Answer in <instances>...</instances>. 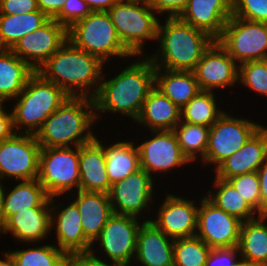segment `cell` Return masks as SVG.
<instances>
[{
  "label": "cell",
  "mask_w": 267,
  "mask_h": 266,
  "mask_svg": "<svg viewBox=\"0 0 267 266\" xmlns=\"http://www.w3.org/2000/svg\"><path fill=\"white\" fill-rule=\"evenodd\" d=\"M128 1H134V2H144L150 4L152 0H128Z\"/></svg>",
  "instance_id": "11a10c76"
},
{
  "label": "cell",
  "mask_w": 267,
  "mask_h": 266,
  "mask_svg": "<svg viewBox=\"0 0 267 266\" xmlns=\"http://www.w3.org/2000/svg\"><path fill=\"white\" fill-rule=\"evenodd\" d=\"M232 16V0H190L178 16L217 40Z\"/></svg>",
  "instance_id": "7402d4cb"
},
{
  "label": "cell",
  "mask_w": 267,
  "mask_h": 266,
  "mask_svg": "<svg viewBox=\"0 0 267 266\" xmlns=\"http://www.w3.org/2000/svg\"><path fill=\"white\" fill-rule=\"evenodd\" d=\"M50 224L51 208H28L11 215L0 227V236L10 234L25 246L41 243L52 237Z\"/></svg>",
  "instance_id": "44dd1931"
},
{
  "label": "cell",
  "mask_w": 267,
  "mask_h": 266,
  "mask_svg": "<svg viewBox=\"0 0 267 266\" xmlns=\"http://www.w3.org/2000/svg\"><path fill=\"white\" fill-rule=\"evenodd\" d=\"M7 182L3 181V179L0 178V227L5 222V215H4V197L6 193L7 185H5Z\"/></svg>",
  "instance_id": "f907efd6"
},
{
  "label": "cell",
  "mask_w": 267,
  "mask_h": 266,
  "mask_svg": "<svg viewBox=\"0 0 267 266\" xmlns=\"http://www.w3.org/2000/svg\"><path fill=\"white\" fill-rule=\"evenodd\" d=\"M173 246L174 239L151 221H145L137 235L135 263L132 266H174Z\"/></svg>",
  "instance_id": "603a6c76"
},
{
  "label": "cell",
  "mask_w": 267,
  "mask_h": 266,
  "mask_svg": "<svg viewBox=\"0 0 267 266\" xmlns=\"http://www.w3.org/2000/svg\"><path fill=\"white\" fill-rule=\"evenodd\" d=\"M228 181L244 200L261 215L260 182L257 171L234 176L229 178Z\"/></svg>",
  "instance_id": "f35d334b"
},
{
  "label": "cell",
  "mask_w": 267,
  "mask_h": 266,
  "mask_svg": "<svg viewBox=\"0 0 267 266\" xmlns=\"http://www.w3.org/2000/svg\"><path fill=\"white\" fill-rule=\"evenodd\" d=\"M200 196L196 236L210 248L236 247L241 221Z\"/></svg>",
  "instance_id": "e0dca14e"
},
{
  "label": "cell",
  "mask_w": 267,
  "mask_h": 266,
  "mask_svg": "<svg viewBox=\"0 0 267 266\" xmlns=\"http://www.w3.org/2000/svg\"><path fill=\"white\" fill-rule=\"evenodd\" d=\"M201 91H220L238 85V65L215 40L193 70Z\"/></svg>",
  "instance_id": "d6986e66"
},
{
  "label": "cell",
  "mask_w": 267,
  "mask_h": 266,
  "mask_svg": "<svg viewBox=\"0 0 267 266\" xmlns=\"http://www.w3.org/2000/svg\"><path fill=\"white\" fill-rule=\"evenodd\" d=\"M136 58V59H134ZM111 78L103 72L98 91L93 97L96 122L107 112L137 120L144 101L155 87V66L147 56H133ZM134 60V61H133ZM130 64V65H129ZM118 73V74H117ZM107 77V78H106Z\"/></svg>",
  "instance_id": "6da1fadb"
},
{
  "label": "cell",
  "mask_w": 267,
  "mask_h": 266,
  "mask_svg": "<svg viewBox=\"0 0 267 266\" xmlns=\"http://www.w3.org/2000/svg\"><path fill=\"white\" fill-rule=\"evenodd\" d=\"M99 58L67 40L37 72L70 97L93 98L107 66Z\"/></svg>",
  "instance_id": "7a4b0ae2"
},
{
  "label": "cell",
  "mask_w": 267,
  "mask_h": 266,
  "mask_svg": "<svg viewBox=\"0 0 267 266\" xmlns=\"http://www.w3.org/2000/svg\"><path fill=\"white\" fill-rule=\"evenodd\" d=\"M68 40L107 65L114 58L128 63L133 57L122 44L107 11L91 12L75 23L68 29Z\"/></svg>",
  "instance_id": "8992f818"
},
{
  "label": "cell",
  "mask_w": 267,
  "mask_h": 266,
  "mask_svg": "<svg viewBox=\"0 0 267 266\" xmlns=\"http://www.w3.org/2000/svg\"><path fill=\"white\" fill-rule=\"evenodd\" d=\"M211 248L199 237L174 240V266H205Z\"/></svg>",
  "instance_id": "8d00e7d4"
},
{
  "label": "cell",
  "mask_w": 267,
  "mask_h": 266,
  "mask_svg": "<svg viewBox=\"0 0 267 266\" xmlns=\"http://www.w3.org/2000/svg\"><path fill=\"white\" fill-rule=\"evenodd\" d=\"M96 125L93 98L69 97L45 120L35 137L41 148L81 146L95 138Z\"/></svg>",
  "instance_id": "277c9868"
},
{
  "label": "cell",
  "mask_w": 267,
  "mask_h": 266,
  "mask_svg": "<svg viewBox=\"0 0 267 266\" xmlns=\"http://www.w3.org/2000/svg\"><path fill=\"white\" fill-rule=\"evenodd\" d=\"M38 181L50 197L79 190V146L41 148Z\"/></svg>",
  "instance_id": "9c48e42d"
},
{
  "label": "cell",
  "mask_w": 267,
  "mask_h": 266,
  "mask_svg": "<svg viewBox=\"0 0 267 266\" xmlns=\"http://www.w3.org/2000/svg\"><path fill=\"white\" fill-rule=\"evenodd\" d=\"M260 182L261 215L267 211V160L257 171Z\"/></svg>",
  "instance_id": "c3c4849f"
},
{
  "label": "cell",
  "mask_w": 267,
  "mask_h": 266,
  "mask_svg": "<svg viewBox=\"0 0 267 266\" xmlns=\"http://www.w3.org/2000/svg\"><path fill=\"white\" fill-rule=\"evenodd\" d=\"M164 20L162 22L161 18L158 24V47L147 57L155 68L193 71L215 39L178 17H165Z\"/></svg>",
  "instance_id": "3957f363"
},
{
  "label": "cell",
  "mask_w": 267,
  "mask_h": 266,
  "mask_svg": "<svg viewBox=\"0 0 267 266\" xmlns=\"http://www.w3.org/2000/svg\"><path fill=\"white\" fill-rule=\"evenodd\" d=\"M232 115L231 111H225L210 127L208 147L201 161L204 166L213 165L209 166L213 171L238 151L262 126L250 118Z\"/></svg>",
  "instance_id": "30bf717a"
},
{
  "label": "cell",
  "mask_w": 267,
  "mask_h": 266,
  "mask_svg": "<svg viewBox=\"0 0 267 266\" xmlns=\"http://www.w3.org/2000/svg\"><path fill=\"white\" fill-rule=\"evenodd\" d=\"M7 101L0 96V113H2L8 106L5 105Z\"/></svg>",
  "instance_id": "f5cc1de1"
},
{
  "label": "cell",
  "mask_w": 267,
  "mask_h": 266,
  "mask_svg": "<svg viewBox=\"0 0 267 266\" xmlns=\"http://www.w3.org/2000/svg\"><path fill=\"white\" fill-rule=\"evenodd\" d=\"M232 16L267 23V0H232Z\"/></svg>",
  "instance_id": "ab89813d"
},
{
  "label": "cell",
  "mask_w": 267,
  "mask_h": 266,
  "mask_svg": "<svg viewBox=\"0 0 267 266\" xmlns=\"http://www.w3.org/2000/svg\"><path fill=\"white\" fill-rule=\"evenodd\" d=\"M213 91H200L181 110V121L211 127L225 112ZM219 105V106H218Z\"/></svg>",
  "instance_id": "836d02e7"
},
{
  "label": "cell",
  "mask_w": 267,
  "mask_h": 266,
  "mask_svg": "<svg viewBox=\"0 0 267 266\" xmlns=\"http://www.w3.org/2000/svg\"><path fill=\"white\" fill-rule=\"evenodd\" d=\"M69 97L59 86L35 72L20 94L11 101L15 133L36 135L45 120Z\"/></svg>",
  "instance_id": "5b68a950"
},
{
  "label": "cell",
  "mask_w": 267,
  "mask_h": 266,
  "mask_svg": "<svg viewBox=\"0 0 267 266\" xmlns=\"http://www.w3.org/2000/svg\"><path fill=\"white\" fill-rule=\"evenodd\" d=\"M262 216L266 219V221H267V211H265L263 214H262Z\"/></svg>",
  "instance_id": "9f6ffc18"
},
{
  "label": "cell",
  "mask_w": 267,
  "mask_h": 266,
  "mask_svg": "<svg viewBox=\"0 0 267 266\" xmlns=\"http://www.w3.org/2000/svg\"><path fill=\"white\" fill-rule=\"evenodd\" d=\"M107 12L125 48L133 56H147L144 46L155 44L161 17L148 3L128 0H119Z\"/></svg>",
  "instance_id": "52a82bcc"
},
{
  "label": "cell",
  "mask_w": 267,
  "mask_h": 266,
  "mask_svg": "<svg viewBox=\"0 0 267 266\" xmlns=\"http://www.w3.org/2000/svg\"><path fill=\"white\" fill-rule=\"evenodd\" d=\"M267 160V126L262 125L234 154L215 170V177L228 180L234 176L256 172Z\"/></svg>",
  "instance_id": "ffe728a7"
},
{
  "label": "cell",
  "mask_w": 267,
  "mask_h": 266,
  "mask_svg": "<svg viewBox=\"0 0 267 266\" xmlns=\"http://www.w3.org/2000/svg\"><path fill=\"white\" fill-rule=\"evenodd\" d=\"M40 150L32 134L14 133L0 142V178L16 182L37 179Z\"/></svg>",
  "instance_id": "4fadbf2b"
},
{
  "label": "cell",
  "mask_w": 267,
  "mask_h": 266,
  "mask_svg": "<svg viewBox=\"0 0 267 266\" xmlns=\"http://www.w3.org/2000/svg\"><path fill=\"white\" fill-rule=\"evenodd\" d=\"M238 248L242 261L267 266V221L262 215L241 223Z\"/></svg>",
  "instance_id": "f1b7e54d"
},
{
  "label": "cell",
  "mask_w": 267,
  "mask_h": 266,
  "mask_svg": "<svg viewBox=\"0 0 267 266\" xmlns=\"http://www.w3.org/2000/svg\"><path fill=\"white\" fill-rule=\"evenodd\" d=\"M68 196L73 199L79 209L85 237L93 243L100 236L108 219L113 215L109 195L103 192L78 190Z\"/></svg>",
  "instance_id": "cb8c5ba5"
},
{
  "label": "cell",
  "mask_w": 267,
  "mask_h": 266,
  "mask_svg": "<svg viewBox=\"0 0 267 266\" xmlns=\"http://www.w3.org/2000/svg\"><path fill=\"white\" fill-rule=\"evenodd\" d=\"M240 260L238 246L211 248L205 266H235Z\"/></svg>",
  "instance_id": "b9f144b4"
},
{
  "label": "cell",
  "mask_w": 267,
  "mask_h": 266,
  "mask_svg": "<svg viewBox=\"0 0 267 266\" xmlns=\"http://www.w3.org/2000/svg\"><path fill=\"white\" fill-rule=\"evenodd\" d=\"M85 1L92 12L94 11H108L110 10L119 0H83Z\"/></svg>",
  "instance_id": "681fc988"
},
{
  "label": "cell",
  "mask_w": 267,
  "mask_h": 266,
  "mask_svg": "<svg viewBox=\"0 0 267 266\" xmlns=\"http://www.w3.org/2000/svg\"><path fill=\"white\" fill-rule=\"evenodd\" d=\"M210 127L180 121L173 132L182 153L193 164L205 157Z\"/></svg>",
  "instance_id": "d590c367"
},
{
  "label": "cell",
  "mask_w": 267,
  "mask_h": 266,
  "mask_svg": "<svg viewBox=\"0 0 267 266\" xmlns=\"http://www.w3.org/2000/svg\"><path fill=\"white\" fill-rule=\"evenodd\" d=\"M2 259L0 258V266H16V263L12 257V255L4 250V253H1Z\"/></svg>",
  "instance_id": "816d5d0a"
},
{
  "label": "cell",
  "mask_w": 267,
  "mask_h": 266,
  "mask_svg": "<svg viewBox=\"0 0 267 266\" xmlns=\"http://www.w3.org/2000/svg\"><path fill=\"white\" fill-rule=\"evenodd\" d=\"M155 87L180 109L200 91L193 71L155 68Z\"/></svg>",
  "instance_id": "83f0119b"
},
{
  "label": "cell",
  "mask_w": 267,
  "mask_h": 266,
  "mask_svg": "<svg viewBox=\"0 0 267 266\" xmlns=\"http://www.w3.org/2000/svg\"><path fill=\"white\" fill-rule=\"evenodd\" d=\"M4 197L5 221L13 214L28 208H51V197L38 179L15 181L14 187L8 188Z\"/></svg>",
  "instance_id": "f546056e"
},
{
  "label": "cell",
  "mask_w": 267,
  "mask_h": 266,
  "mask_svg": "<svg viewBox=\"0 0 267 266\" xmlns=\"http://www.w3.org/2000/svg\"><path fill=\"white\" fill-rule=\"evenodd\" d=\"M40 244L42 243H32V245L28 243L22 250L9 249L8 252L12 255L16 266H67L69 257L53 242Z\"/></svg>",
  "instance_id": "e575fe53"
},
{
  "label": "cell",
  "mask_w": 267,
  "mask_h": 266,
  "mask_svg": "<svg viewBox=\"0 0 267 266\" xmlns=\"http://www.w3.org/2000/svg\"><path fill=\"white\" fill-rule=\"evenodd\" d=\"M60 197L61 199L64 198V200L62 201ZM71 200L68 195L53 196L50 199L51 234H56L53 236L56 237L54 244H57L56 246L68 257L77 254H89L92 247V243L83 233L79 209L76 203ZM63 202L66 203L64 204Z\"/></svg>",
  "instance_id": "9a60e30c"
},
{
  "label": "cell",
  "mask_w": 267,
  "mask_h": 266,
  "mask_svg": "<svg viewBox=\"0 0 267 266\" xmlns=\"http://www.w3.org/2000/svg\"><path fill=\"white\" fill-rule=\"evenodd\" d=\"M36 10L37 0H0V14L18 15Z\"/></svg>",
  "instance_id": "ee69618b"
},
{
  "label": "cell",
  "mask_w": 267,
  "mask_h": 266,
  "mask_svg": "<svg viewBox=\"0 0 267 266\" xmlns=\"http://www.w3.org/2000/svg\"><path fill=\"white\" fill-rule=\"evenodd\" d=\"M99 138L100 135L97 133L95 139L103 146L106 170L111 185L140 169L139 153L133 139L129 141L125 138V141L120 138L119 141L115 139V142L107 144Z\"/></svg>",
  "instance_id": "4316f807"
},
{
  "label": "cell",
  "mask_w": 267,
  "mask_h": 266,
  "mask_svg": "<svg viewBox=\"0 0 267 266\" xmlns=\"http://www.w3.org/2000/svg\"><path fill=\"white\" fill-rule=\"evenodd\" d=\"M217 41L238 66L267 59V23L231 16Z\"/></svg>",
  "instance_id": "8fae6325"
},
{
  "label": "cell",
  "mask_w": 267,
  "mask_h": 266,
  "mask_svg": "<svg viewBox=\"0 0 267 266\" xmlns=\"http://www.w3.org/2000/svg\"><path fill=\"white\" fill-rule=\"evenodd\" d=\"M144 141L136 140L135 144L139 153L140 168L144 169L152 178L157 180L160 174H171L175 169L185 166L190 167V161L182 153L177 137L173 130L149 131ZM151 134V135H150ZM171 171V173H169ZM155 175V176H153Z\"/></svg>",
  "instance_id": "7c38bea8"
},
{
  "label": "cell",
  "mask_w": 267,
  "mask_h": 266,
  "mask_svg": "<svg viewBox=\"0 0 267 266\" xmlns=\"http://www.w3.org/2000/svg\"><path fill=\"white\" fill-rule=\"evenodd\" d=\"M24 60L11 49L0 48V96L7 103L14 100L26 86L28 79L35 73Z\"/></svg>",
  "instance_id": "4dcf8cb0"
},
{
  "label": "cell",
  "mask_w": 267,
  "mask_h": 266,
  "mask_svg": "<svg viewBox=\"0 0 267 266\" xmlns=\"http://www.w3.org/2000/svg\"><path fill=\"white\" fill-rule=\"evenodd\" d=\"M141 220L134 216L113 213L102 229L100 236L92 243L90 254L102 261L120 266H132L137 235L141 225L145 222V220Z\"/></svg>",
  "instance_id": "ba28073f"
},
{
  "label": "cell",
  "mask_w": 267,
  "mask_h": 266,
  "mask_svg": "<svg viewBox=\"0 0 267 266\" xmlns=\"http://www.w3.org/2000/svg\"><path fill=\"white\" fill-rule=\"evenodd\" d=\"M67 266H120L115 263L102 261L89 254H77L68 258Z\"/></svg>",
  "instance_id": "f6af8a7d"
},
{
  "label": "cell",
  "mask_w": 267,
  "mask_h": 266,
  "mask_svg": "<svg viewBox=\"0 0 267 266\" xmlns=\"http://www.w3.org/2000/svg\"><path fill=\"white\" fill-rule=\"evenodd\" d=\"M189 1L190 0H152L149 5L160 17H178Z\"/></svg>",
  "instance_id": "7bdbcfd3"
},
{
  "label": "cell",
  "mask_w": 267,
  "mask_h": 266,
  "mask_svg": "<svg viewBox=\"0 0 267 266\" xmlns=\"http://www.w3.org/2000/svg\"><path fill=\"white\" fill-rule=\"evenodd\" d=\"M176 194L167 192L164 200H161L162 204H158L157 213L153 215L155 218L145 216L144 220L151 221L174 240L196 236L199 209V204L196 202L199 201Z\"/></svg>",
  "instance_id": "2e32d148"
},
{
  "label": "cell",
  "mask_w": 267,
  "mask_h": 266,
  "mask_svg": "<svg viewBox=\"0 0 267 266\" xmlns=\"http://www.w3.org/2000/svg\"><path fill=\"white\" fill-rule=\"evenodd\" d=\"M91 12L83 0H66L61 11L53 19L68 30Z\"/></svg>",
  "instance_id": "60d3db41"
},
{
  "label": "cell",
  "mask_w": 267,
  "mask_h": 266,
  "mask_svg": "<svg viewBox=\"0 0 267 266\" xmlns=\"http://www.w3.org/2000/svg\"><path fill=\"white\" fill-rule=\"evenodd\" d=\"M14 133L12 112L6 108L0 113V142L10 138Z\"/></svg>",
  "instance_id": "bcb514c9"
},
{
  "label": "cell",
  "mask_w": 267,
  "mask_h": 266,
  "mask_svg": "<svg viewBox=\"0 0 267 266\" xmlns=\"http://www.w3.org/2000/svg\"><path fill=\"white\" fill-rule=\"evenodd\" d=\"M238 84L267 97V59L245 62L238 66Z\"/></svg>",
  "instance_id": "74e56055"
},
{
  "label": "cell",
  "mask_w": 267,
  "mask_h": 266,
  "mask_svg": "<svg viewBox=\"0 0 267 266\" xmlns=\"http://www.w3.org/2000/svg\"><path fill=\"white\" fill-rule=\"evenodd\" d=\"M180 108L154 87L144 101L135 124L142 125L144 131L173 130L181 121Z\"/></svg>",
  "instance_id": "484cf974"
},
{
  "label": "cell",
  "mask_w": 267,
  "mask_h": 266,
  "mask_svg": "<svg viewBox=\"0 0 267 266\" xmlns=\"http://www.w3.org/2000/svg\"><path fill=\"white\" fill-rule=\"evenodd\" d=\"M66 0H37L38 9L53 19L62 9Z\"/></svg>",
  "instance_id": "7dc6e473"
},
{
  "label": "cell",
  "mask_w": 267,
  "mask_h": 266,
  "mask_svg": "<svg viewBox=\"0 0 267 266\" xmlns=\"http://www.w3.org/2000/svg\"><path fill=\"white\" fill-rule=\"evenodd\" d=\"M235 266H254V265L249 264L248 262L240 260Z\"/></svg>",
  "instance_id": "db71d44e"
},
{
  "label": "cell",
  "mask_w": 267,
  "mask_h": 266,
  "mask_svg": "<svg viewBox=\"0 0 267 266\" xmlns=\"http://www.w3.org/2000/svg\"><path fill=\"white\" fill-rule=\"evenodd\" d=\"M48 20L39 9L18 15L0 14V48L12 49L19 39L34 32Z\"/></svg>",
  "instance_id": "d6a6232c"
},
{
  "label": "cell",
  "mask_w": 267,
  "mask_h": 266,
  "mask_svg": "<svg viewBox=\"0 0 267 266\" xmlns=\"http://www.w3.org/2000/svg\"><path fill=\"white\" fill-rule=\"evenodd\" d=\"M68 40V30L56 20L19 39L11 51L37 70Z\"/></svg>",
  "instance_id": "ac0fdd59"
},
{
  "label": "cell",
  "mask_w": 267,
  "mask_h": 266,
  "mask_svg": "<svg viewBox=\"0 0 267 266\" xmlns=\"http://www.w3.org/2000/svg\"><path fill=\"white\" fill-rule=\"evenodd\" d=\"M79 172V190L108 194L111 184L106 170L104 149L95 138L79 146Z\"/></svg>",
  "instance_id": "d4e9b609"
},
{
  "label": "cell",
  "mask_w": 267,
  "mask_h": 266,
  "mask_svg": "<svg viewBox=\"0 0 267 266\" xmlns=\"http://www.w3.org/2000/svg\"><path fill=\"white\" fill-rule=\"evenodd\" d=\"M155 182L144 169H139L130 174L125 179L111 185L108 192L114 214L134 216L142 218L145 213L150 212V208L155 206ZM152 205V206H151ZM149 210V211H147Z\"/></svg>",
  "instance_id": "5bb4252c"
},
{
  "label": "cell",
  "mask_w": 267,
  "mask_h": 266,
  "mask_svg": "<svg viewBox=\"0 0 267 266\" xmlns=\"http://www.w3.org/2000/svg\"><path fill=\"white\" fill-rule=\"evenodd\" d=\"M213 180V184H210L213 189L206 190L203 195L217 208L236 217L241 222L253 220L260 216L228 180L215 176Z\"/></svg>",
  "instance_id": "1f68e13d"
}]
</instances>
